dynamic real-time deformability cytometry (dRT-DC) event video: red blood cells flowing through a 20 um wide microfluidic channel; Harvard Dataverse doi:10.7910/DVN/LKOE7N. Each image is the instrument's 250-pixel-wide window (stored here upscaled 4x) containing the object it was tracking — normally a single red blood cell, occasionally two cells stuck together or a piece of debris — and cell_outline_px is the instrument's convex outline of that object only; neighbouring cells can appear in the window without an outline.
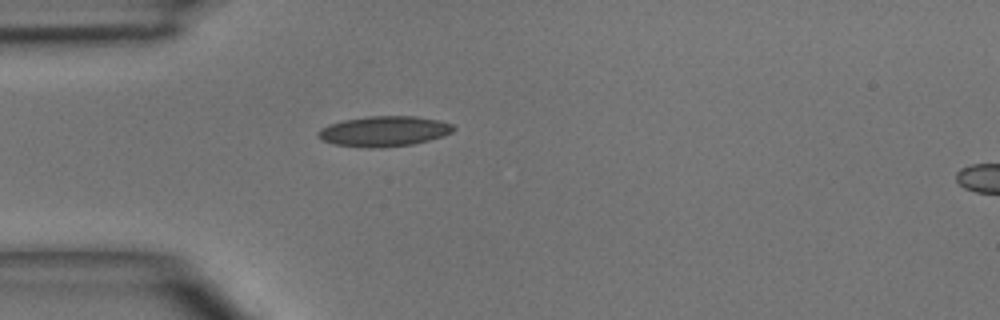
{"species": "common noctule bat (a hibernating species)", "species_latin": "Nyctalus noctula", "temperature_condition": "room temperature", "stored_images_in_passage": 3, "segment_of_instrument_passage": [1, 2], "camera_frame_rate_fps": 3000, "um_per_image_px": 0.085, "animal": {"sex": "male", "body_mass_g": 15.6}, "frame": {"image": 1, "passage_image": 2, "time_ms": 1.0, "image_size_px": [1000, 320], "cell_outline_px": [[456, 128], [452, 132], [444, 136], [412, 144], [380, 148], [368, 148], [336, 144], [324, 140], [316, 136], [316, 132], [320, 128], [328, 124], [344, 120], [368, 116], [416, 116], [440, 120], [452, 124]], "centroid_in_image_um": [32.65, 11.15], "position_along_channel_um": 52.4, "area_um2": 23.99}}